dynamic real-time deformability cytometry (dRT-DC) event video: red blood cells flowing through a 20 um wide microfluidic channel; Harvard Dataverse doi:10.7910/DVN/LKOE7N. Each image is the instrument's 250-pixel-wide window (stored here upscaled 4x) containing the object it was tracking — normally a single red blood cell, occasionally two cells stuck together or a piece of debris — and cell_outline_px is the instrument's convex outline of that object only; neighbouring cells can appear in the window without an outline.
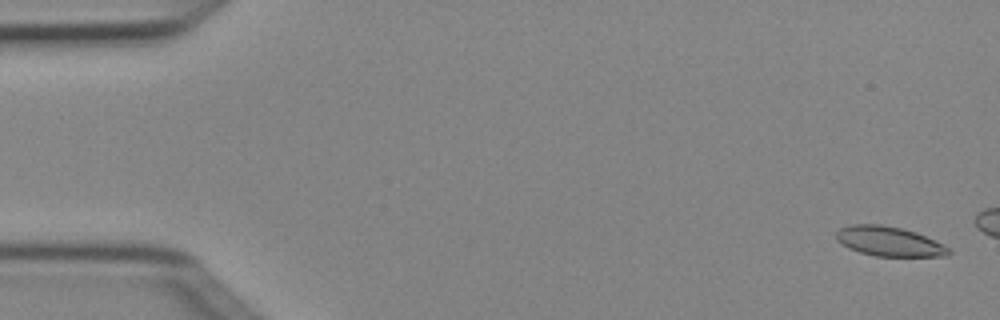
{"species": "Egyptian fruit bat (a non-hibernating species)", "species_latin": "Rousettus aegyptiacus", "temperature_condition": "cold", "stored_images_in_passage": 4, "segment_of_instrument_passage": [2, 2], "camera_frame_rate_fps": 3000, "um_per_image_px": 0.085, "animal": {"sex": "female"}, "frame": {"image": 1, "passage_image": 4, "time_ms": 1.0, "image_size_px": [1000, 320], "cell_outline_px": [[952, 252], [948, 256], [876, 256], [860, 252], [848, 248], [836, 240], [836, 232], [840, 228], [852, 224], [880, 224], [900, 228], [924, 236], [948, 248]], "centroid_in_image_um": [75.51, 20.52], "position_along_channel_um": 9.5, "area_um2": 19.07}}